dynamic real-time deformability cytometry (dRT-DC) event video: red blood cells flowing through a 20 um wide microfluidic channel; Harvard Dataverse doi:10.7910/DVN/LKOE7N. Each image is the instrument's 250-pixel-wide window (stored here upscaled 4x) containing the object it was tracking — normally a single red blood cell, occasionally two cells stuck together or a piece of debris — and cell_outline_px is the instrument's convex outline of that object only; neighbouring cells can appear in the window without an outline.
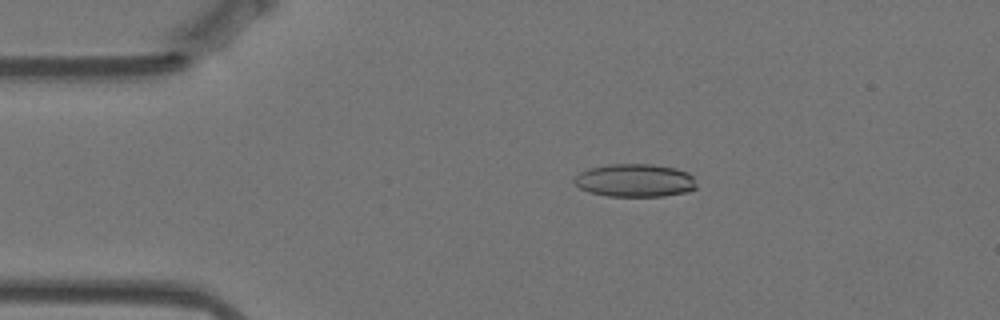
{"species": "Egyptian fruit bat (a non-hibernating species)", "species_latin": "Rousettus aegyptiacus", "temperature_condition": "warm", "stored_images_in_passage": 15, "camera_frame_rate_fps": 3000, "um_per_image_px": 0.085, "animal": {"sex": "female"}, "frame": {"image": 1, "passage_image": 10, "time_ms": 3.0, "image_size_px": [1000, 320], "cell_outline_px": [[696, 188], [688, 192], [664, 196], [608, 196], [588, 192], [580, 188], [572, 180], [580, 172], [588, 168], [608, 164], [652, 164], [676, 168], [688, 172], [692, 176], [696, 184]], "centroid_in_image_um": [53.97, 15.33], "position_along_channel_um": 31.0, "area_um2": 23.7}}